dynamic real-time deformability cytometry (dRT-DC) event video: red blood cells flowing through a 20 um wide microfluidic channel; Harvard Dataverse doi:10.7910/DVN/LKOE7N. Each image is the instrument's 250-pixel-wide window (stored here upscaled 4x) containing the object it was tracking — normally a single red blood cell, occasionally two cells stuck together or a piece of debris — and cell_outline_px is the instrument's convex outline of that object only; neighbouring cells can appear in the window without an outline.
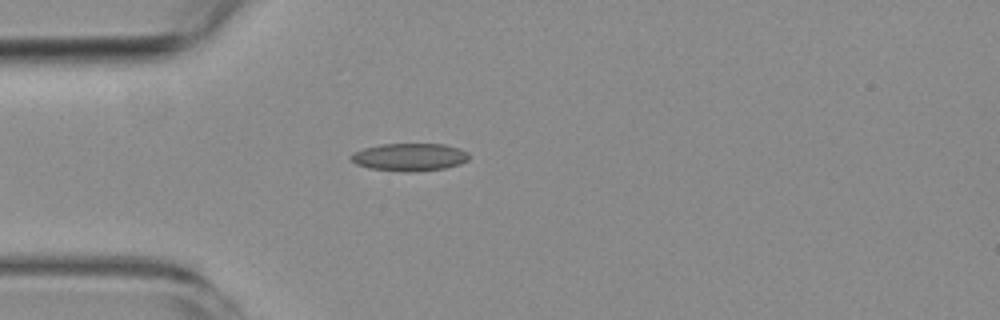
{"species": "common noctule bat (a hibernating species)", "species_latin": "Nyctalus noctula", "temperature_condition": "room temperature", "stored_images_in_passage": 2, "camera_frame_rate_fps": 3000, "um_per_image_px": 0.085, "animal": {"sex": "female", "body_mass_g": 19.3, "forearm_length_mm": 54.1}, "frame": {"image": 1, "passage_image": 1, "time_ms": 0.0, "image_size_px": [1000, 320], "cell_outline_px": [[468, 160], [460, 164], [444, 168], [412, 172], [404, 172], [368, 168], [356, 164], [348, 156], [352, 152], [364, 148], [380, 144], [444, 144], [460, 148], [468, 152]], "centroid_in_image_um": [34.79, 13.35], "position_along_channel_um": 50.2, "area_um2": 19.19}}